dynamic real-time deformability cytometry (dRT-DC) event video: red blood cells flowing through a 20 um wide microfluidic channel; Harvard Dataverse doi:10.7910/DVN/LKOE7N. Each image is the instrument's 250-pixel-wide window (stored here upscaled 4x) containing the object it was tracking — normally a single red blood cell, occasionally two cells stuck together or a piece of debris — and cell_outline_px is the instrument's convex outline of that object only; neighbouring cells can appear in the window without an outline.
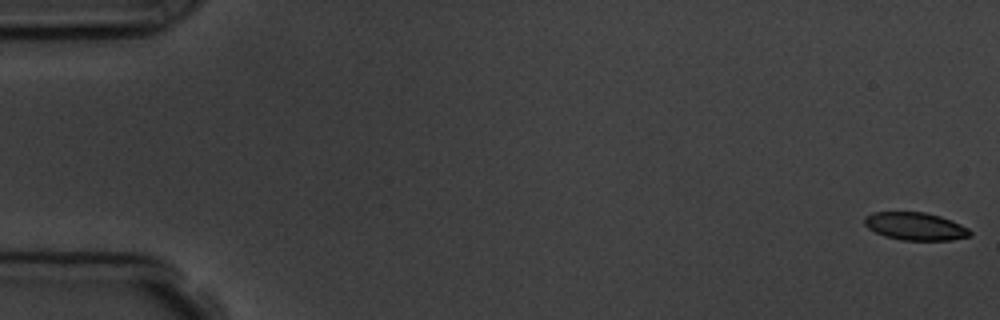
{"species": "common noctule bat (a hibernating species)", "species_latin": "Nyctalus noctula", "temperature_condition": "room temperature", "stored_images_in_passage": 9, "camera_frame_rate_fps": 3000, "um_per_image_px": 0.085, "animal": {"sex": "male", "body_mass_g": 19.5, "forearm_length_mm": 54.6}, "frame": {"image": 1, "passage_image": 1, "time_ms": 0.0, "image_size_px": [1000, 320], "cell_outline_px": [[972, 236], [952, 240], [900, 240], [884, 236], [868, 228], [864, 224], [864, 216], [872, 212], [924, 212], [940, 216], [952, 220], [968, 228], [972, 232]], "centroid_in_image_um": [77.81, 19.24], "position_along_channel_um": 7.2, "area_um2": 17.22}}
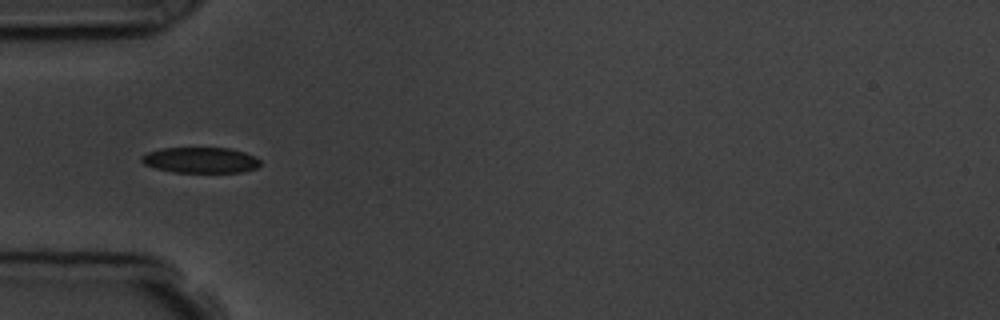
{"frame": {"image": 2, "passage_image": 6, "time_ms": 5.667, "image_size_px": [1000, 320], "cell_outline_px": [[260, 164], [256, 168], [240, 172], [172, 172], [156, 168], [144, 164], [140, 160], [140, 156], [148, 152], [160, 148], [228, 148], [244, 152], [260, 160]], "centroid_in_image_um": [17.0, 13.61], "position_along_channel_um": 68.0, "area_um2": 17.69}}